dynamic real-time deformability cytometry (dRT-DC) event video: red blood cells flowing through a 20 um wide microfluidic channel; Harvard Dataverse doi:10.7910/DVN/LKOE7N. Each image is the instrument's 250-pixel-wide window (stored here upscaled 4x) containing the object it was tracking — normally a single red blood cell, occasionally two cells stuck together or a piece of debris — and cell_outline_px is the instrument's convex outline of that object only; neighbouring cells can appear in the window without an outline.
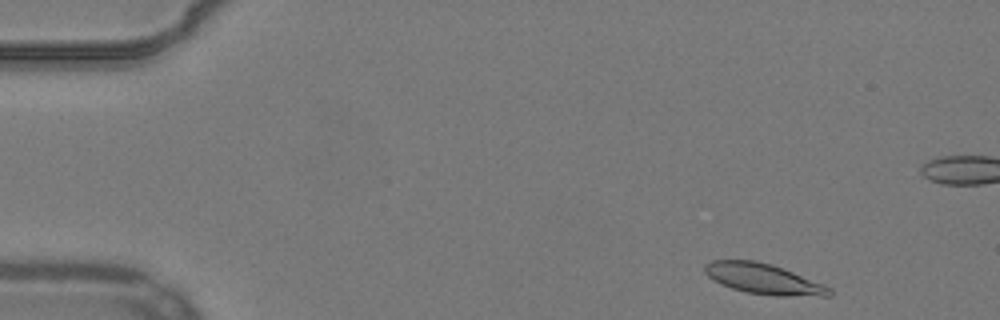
{"species": "common noctule bat (a hibernating species)", "species_latin": "Nyctalus noctula", "temperature_condition": "warm", "stored_images_in_passage": 13, "camera_frame_rate_fps": 3000, "um_per_image_px": 0.085, "animal": {"sex": "male", "body_mass_g": 19.2, "forearm_length_mm": 51.8}, "frame": {"image": 1, "passage_image": 3, "time_ms": 0.667, "image_size_px": [1000, 320], "cell_outline_px": [[832, 296], [776, 296], [748, 292], [732, 288], [720, 284], [712, 280], [704, 272], [704, 264], [712, 260], [756, 260], [772, 264], [784, 268], [824, 284], [832, 288]], "centroid_in_image_um": [64.91, 23.7], "position_along_channel_um": 20.1, "area_um2": 22.37}}